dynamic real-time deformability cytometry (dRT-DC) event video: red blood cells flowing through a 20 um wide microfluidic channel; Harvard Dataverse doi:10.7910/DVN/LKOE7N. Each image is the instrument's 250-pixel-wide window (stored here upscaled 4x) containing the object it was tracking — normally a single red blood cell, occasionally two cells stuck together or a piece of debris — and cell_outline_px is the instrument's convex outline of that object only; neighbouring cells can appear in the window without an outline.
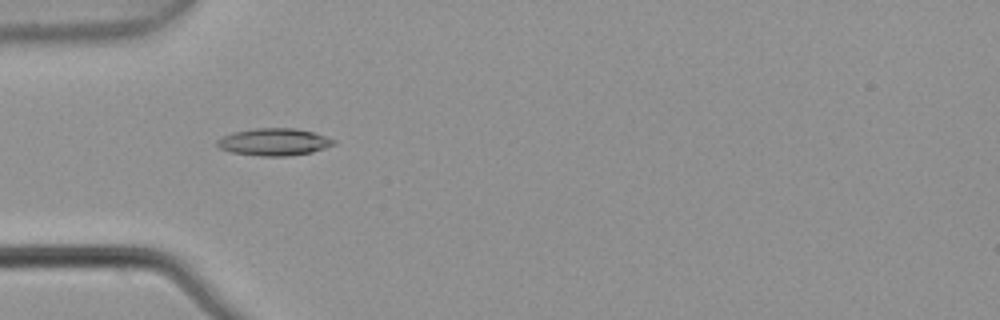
{"species": "common noctule bat (a hibernating species)", "species_latin": "Nyctalus noctula", "temperature_condition": "warm", "stored_images_in_passage": 8, "camera_frame_rate_fps": 3000, "um_per_image_px": 0.085, "animal": {"sex": "male", "body_mass_g": 21.5, "forearm_length_mm": 52.0}, "frame": {"image": 1, "passage_image": 5, "time_ms": 1.333, "image_size_px": [1000, 320], "cell_outline_px": [[336, 144], [312, 152], [284, 156], [260, 156], [232, 152], [220, 148], [216, 144], [216, 140], [232, 132], [256, 128], [296, 128], [312, 132], [336, 140]], "centroid_in_image_um": [23.29, 12.06], "position_along_channel_um": 61.7, "area_um2": 18.38}}
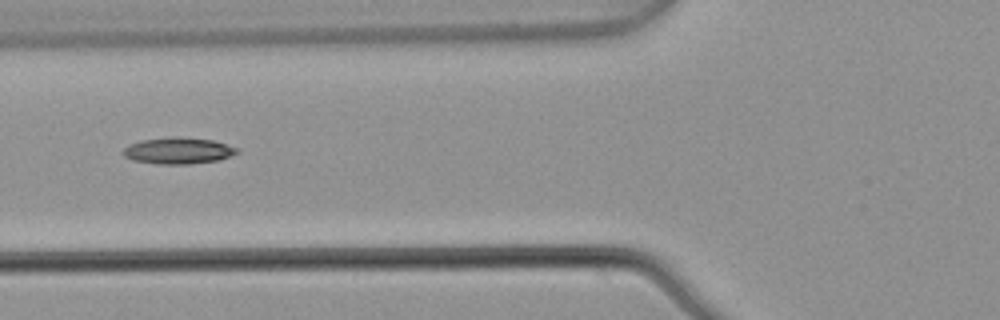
{"frame": {"image": 2, "passage_image": 6, "time_ms": 1.667, "image_size_px": [1000, 320], "cell_outline_px": [[240, 152], [220, 160], [188, 164], [156, 164], [132, 160], [124, 156], [124, 148], [128, 144], [140, 140], [172, 136], [212, 140], [240, 148]], "centroid_in_image_um": [15.16, 12.81], "position_along_channel_um": 110.6, "area_um2": 17.69}}
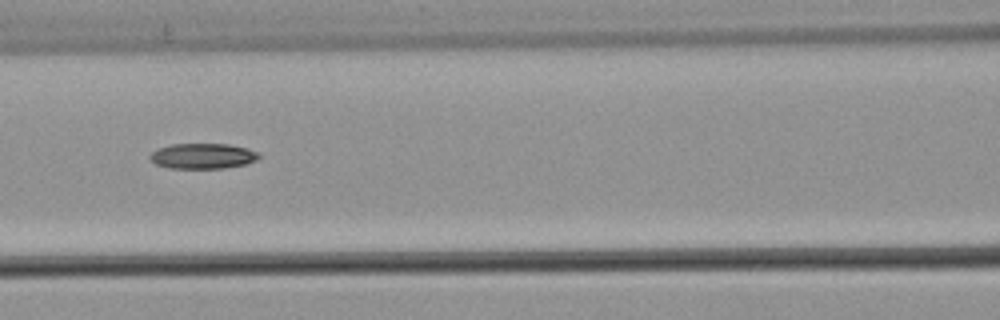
{"frame": {"image": 3, "passage_image": 7, "time_ms": 2.0, "image_size_px": [1000, 320], "cell_outline_px": [[260, 156], [256, 160], [244, 164], [220, 168], [168, 168], [156, 164], [148, 156], [152, 152], [160, 148], [172, 144], [228, 144], [248, 148], [260, 152]], "centroid_in_image_um": [17.25, 13.25], "position_along_channel_um": 149.3, "area_um2": 16.01}}